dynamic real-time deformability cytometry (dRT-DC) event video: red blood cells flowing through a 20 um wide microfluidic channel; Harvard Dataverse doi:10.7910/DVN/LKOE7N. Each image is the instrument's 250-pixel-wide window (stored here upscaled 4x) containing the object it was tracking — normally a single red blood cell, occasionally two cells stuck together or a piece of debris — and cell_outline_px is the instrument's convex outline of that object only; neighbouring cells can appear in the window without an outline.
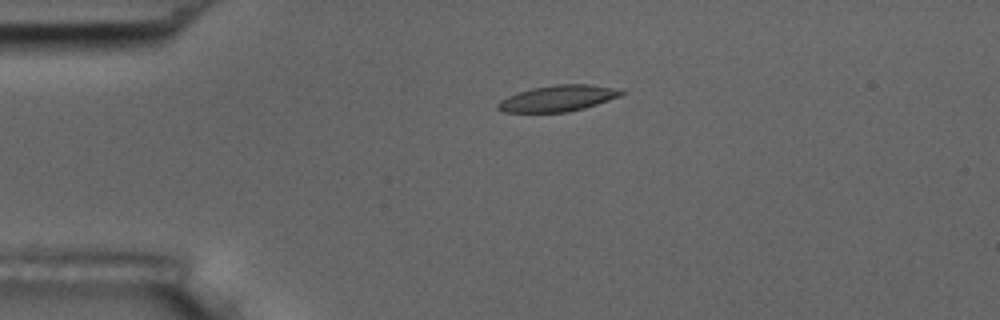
{"species": "common noctule bat (a hibernating species)", "species_latin": "Nyctalus noctula", "temperature_condition": "room temperature", "stored_images_in_passage": 6, "camera_frame_rate_fps": 3000, "um_per_image_px": 0.085, "animal": {"sex": "male", "body_mass_g": 17.5, "forearm_length_mm": 52.3}, "frame": {"image": 1, "passage_image": 4, "time_ms": 3.667, "image_size_px": [1000, 320], "cell_outline_px": [[628, 92], [620, 96], [584, 108], [568, 112], [504, 112], [496, 108], [496, 104], [500, 100], [516, 92], [532, 88], [556, 84], [588, 84], [624, 88]], "centroid_in_image_um": [47.47, 8.34], "position_along_channel_um": 37.5, "area_um2": 19.07}}
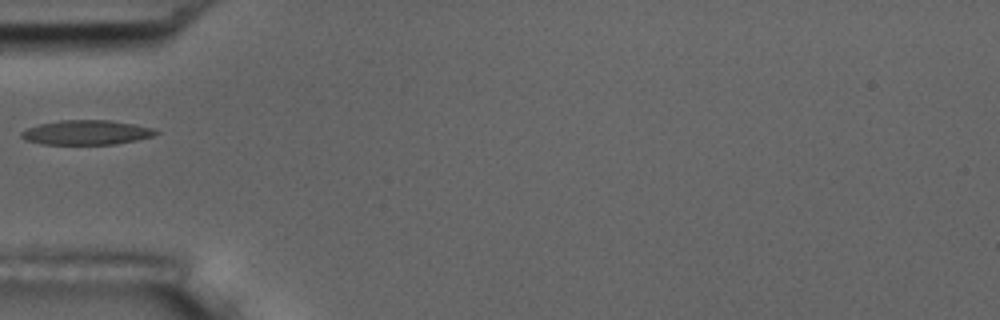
{"frame": {"image": 2, "passage_image": 6, "time_ms": 5.667, "image_size_px": [1000, 320], "cell_outline_px": [[160, 132], [152, 136], [136, 140], [116, 144], [44, 144], [24, 140], [20, 136], [20, 132], [28, 128], [40, 124], [60, 120], [108, 120], [156, 128]], "centroid_in_image_um": [7.35, 11.26], "position_along_channel_um": 77.6, "area_um2": 19.19}}